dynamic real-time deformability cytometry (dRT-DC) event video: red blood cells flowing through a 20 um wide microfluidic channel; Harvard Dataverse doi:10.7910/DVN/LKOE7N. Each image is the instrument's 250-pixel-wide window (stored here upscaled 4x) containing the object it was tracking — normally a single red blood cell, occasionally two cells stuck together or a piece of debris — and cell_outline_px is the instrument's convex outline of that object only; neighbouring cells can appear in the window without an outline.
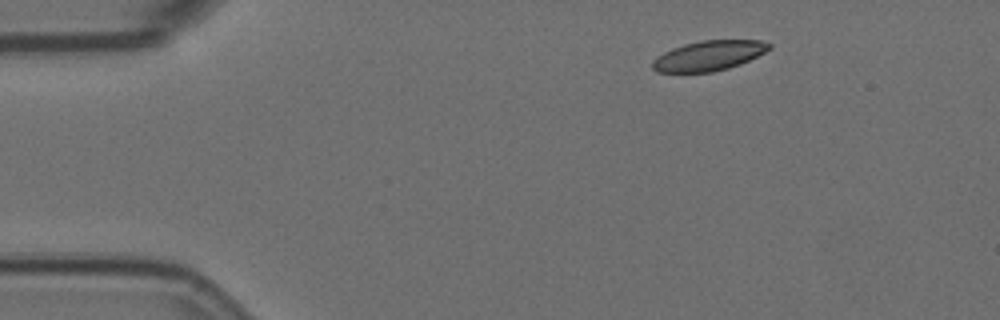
{"species": "Egyptian fruit bat (a non-hibernating species)", "species_latin": "Rousettus aegyptiacus", "temperature_condition": "room temperature", "stored_images_in_passage": 3, "camera_frame_rate_fps": 3000, "um_per_image_px": 0.085, "animal": {"sex": "female"}, "frame": {"image": 1, "passage_image": 1, "time_ms": 0.0, "image_size_px": [1000, 320], "cell_outline_px": [[772, 48], [740, 64], [728, 68], [712, 72], [656, 72], [652, 68], [652, 60], [656, 56], [672, 48], [684, 44], [700, 40], [760, 40], [772, 44]], "centroid_in_image_um": [60.22, 4.73], "position_along_channel_um": 24.8, "area_um2": 20.4}}